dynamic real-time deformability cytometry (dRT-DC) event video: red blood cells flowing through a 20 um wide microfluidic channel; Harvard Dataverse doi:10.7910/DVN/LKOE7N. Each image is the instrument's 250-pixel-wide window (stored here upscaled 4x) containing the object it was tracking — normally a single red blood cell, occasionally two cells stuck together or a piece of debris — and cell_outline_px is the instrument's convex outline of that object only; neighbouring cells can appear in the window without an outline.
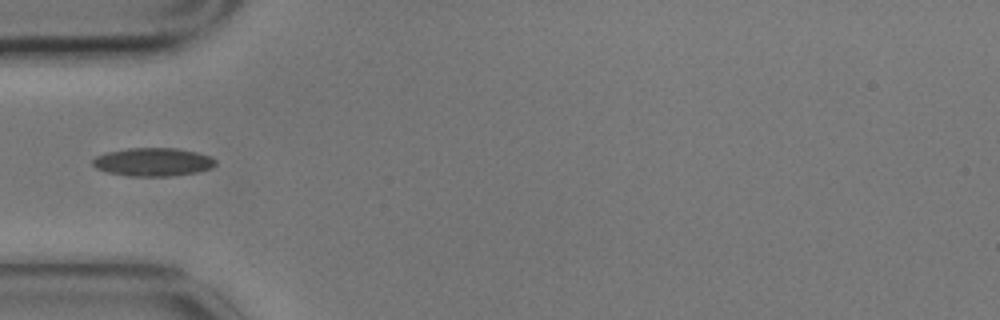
{"species": "common noctule bat (a hibernating species)", "species_latin": "Nyctalus noctula", "temperature_condition": "cold", "stored_images_in_passage": 8, "camera_frame_rate_fps": 3000, "um_per_image_px": 0.085, "animal": {"sex": "male", "body_mass_g": 17.9}, "frame": {"image": 1, "passage_image": 5, "time_ms": 1.333, "image_size_px": [1000, 320], "cell_outline_px": [[216, 164], [212, 168], [196, 172], [172, 176], [128, 176], [108, 172], [96, 168], [92, 164], [92, 160], [96, 156], [108, 152], [128, 148], [176, 148], [196, 152], [212, 156], [216, 160]], "centroid_in_image_um": [13.03, 13.77], "position_along_channel_um": 72.0, "area_um2": 20.29}}